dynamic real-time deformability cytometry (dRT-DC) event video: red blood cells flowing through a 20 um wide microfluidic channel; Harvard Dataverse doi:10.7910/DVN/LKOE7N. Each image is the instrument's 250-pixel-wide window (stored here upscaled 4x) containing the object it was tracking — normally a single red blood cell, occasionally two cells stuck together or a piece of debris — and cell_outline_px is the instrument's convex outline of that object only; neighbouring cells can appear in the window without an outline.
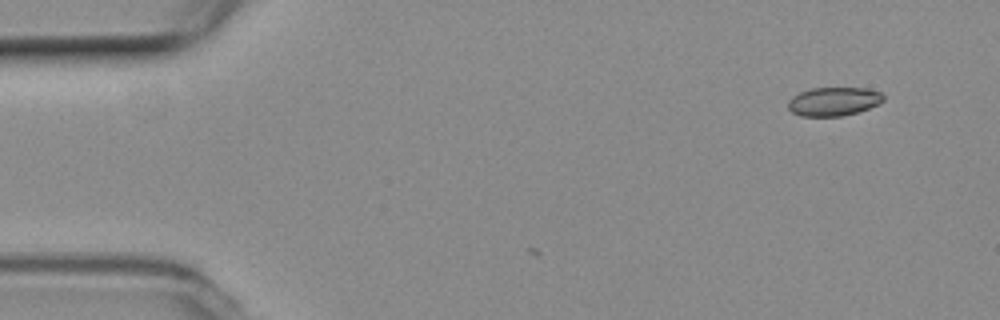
{"species": "common noctule bat (a hibernating species)", "species_latin": "Nyctalus noctula", "temperature_condition": "room temperature", "stored_images_in_passage": 5, "camera_frame_rate_fps": 3000, "um_per_image_px": 0.085, "animal": {"sex": "female", "body_mass_g": 19.3, "forearm_length_mm": 54.1}, "frame": {"image": 1, "passage_image": 2, "time_ms": 0.333, "image_size_px": [1000, 320], "cell_outline_px": [[884, 100], [880, 104], [856, 112], [840, 116], [800, 116], [792, 112], [788, 108], [788, 100], [792, 96], [800, 92], [812, 88], [864, 88], [880, 92], [884, 96]], "centroid_in_image_um": [70.84, 8.62], "position_along_channel_um": 14.2, "area_um2": 15.9}}